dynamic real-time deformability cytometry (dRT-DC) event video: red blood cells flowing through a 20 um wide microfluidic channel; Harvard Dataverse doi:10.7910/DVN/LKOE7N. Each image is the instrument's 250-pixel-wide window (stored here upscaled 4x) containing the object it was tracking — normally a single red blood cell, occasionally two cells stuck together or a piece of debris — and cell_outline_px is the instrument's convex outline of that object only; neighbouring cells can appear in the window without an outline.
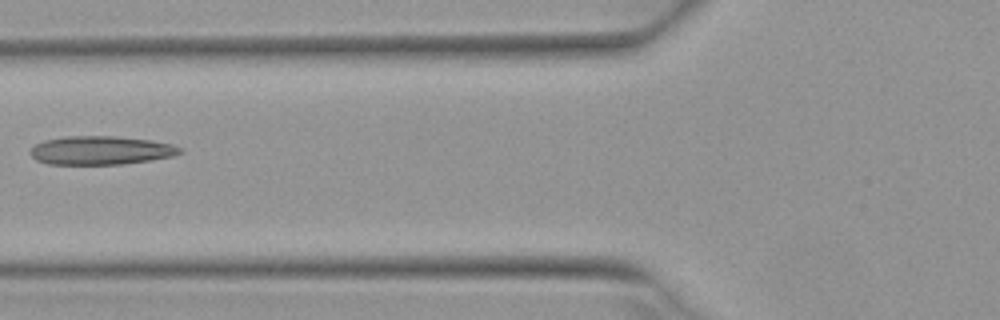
{"species": "Egyptian fruit bat (a non-hibernating species)", "species_latin": "Rousettus aegyptiacus", "temperature_condition": "warm", "stored_images_in_passage": 7, "camera_frame_rate_fps": 3000, "um_per_image_px": 0.085, "animal": {"sex": "female"}, "frame": {"image": 1, "passage_image": 6, "time_ms": 1.667, "image_size_px": [1000, 320], "cell_outline_px": [[184, 152], [172, 156], [148, 160], [120, 164], [48, 164], [36, 160], [28, 152], [36, 144], [44, 140], [68, 136], [116, 136], [152, 140], [172, 144], [180, 148]], "centroid_in_image_um": [8.56, 12.77], "position_along_channel_um": 117.2, "area_um2": 24.85}}
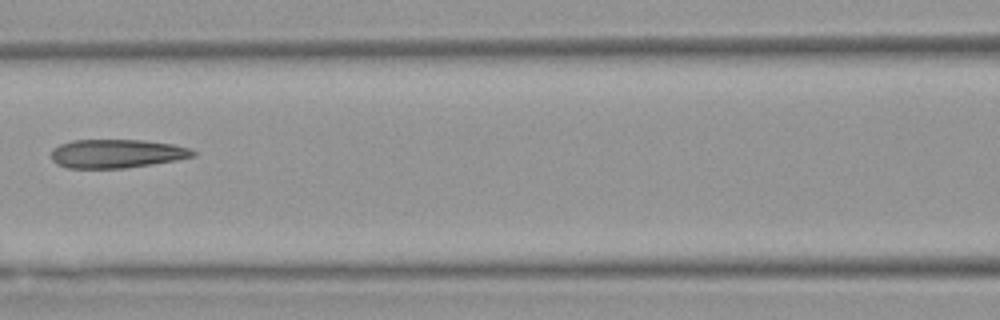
{"frame": {"image": 2, "passage_image": 7, "time_ms": 2.0, "image_size_px": [1000, 320], "cell_outline_px": [[196, 156], [176, 160], [152, 164], [124, 168], [68, 168], [56, 164], [52, 160], [52, 148], [60, 144], [72, 140], [144, 140], [172, 144], [192, 148], [196, 152]], "centroid_in_image_um": [9.93, 13.05], "position_along_channel_um": 156.7, "area_um2": 23.81}}